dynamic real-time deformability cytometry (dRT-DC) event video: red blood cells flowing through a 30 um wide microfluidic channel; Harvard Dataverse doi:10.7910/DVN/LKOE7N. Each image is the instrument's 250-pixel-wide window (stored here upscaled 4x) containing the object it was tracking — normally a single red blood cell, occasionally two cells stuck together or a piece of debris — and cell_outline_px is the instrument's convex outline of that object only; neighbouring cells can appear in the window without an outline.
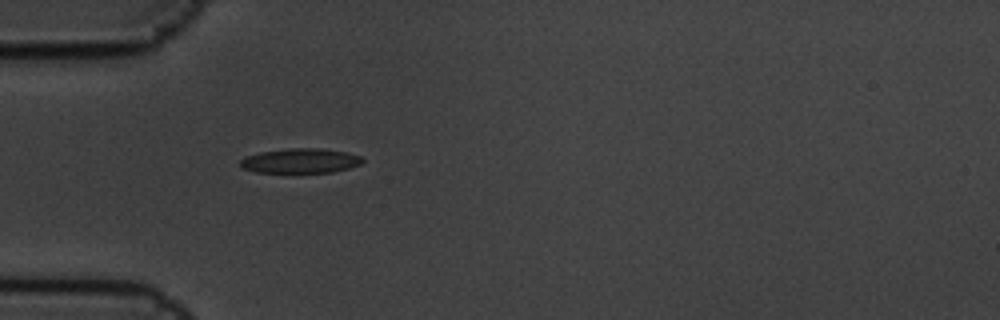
{"species": "common noctule bat (a hibernating species)", "species_latin": "Nyctalus noctula", "temperature_condition": "cold", "stored_images_in_passage": 2, "camera_frame_rate_fps": 3000, "um_per_image_px": 0.085, "animal": {"sex": "male", "body_mass_g": 19.5, "forearm_length_mm": 54.6}, "frame": {"image": 1, "passage_image": 1, "time_ms": 0.0, "image_size_px": [1000, 320], "cell_outline_px": [[364, 160], [360, 164], [348, 168], [332, 172], [256, 172], [240, 168], [240, 160], [244, 156], [260, 152], [288, 148], [320, 148], [344, 152], [360, 156]], "centroid_in_image_um": [25.48, 13.66], "position_along_channel_um": 59.5, "area_um2": 17.51}}